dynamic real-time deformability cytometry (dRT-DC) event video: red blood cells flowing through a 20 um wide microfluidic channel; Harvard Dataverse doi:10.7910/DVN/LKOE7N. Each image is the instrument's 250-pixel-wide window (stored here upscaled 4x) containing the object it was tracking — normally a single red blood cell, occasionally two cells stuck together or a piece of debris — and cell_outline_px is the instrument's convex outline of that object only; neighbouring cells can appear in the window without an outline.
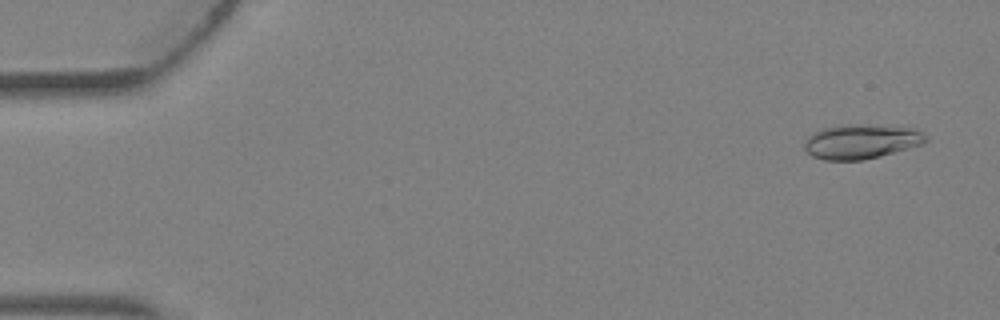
{"species": "Egyptian fruit bat (a non-hibernating species)", "species_latin": "Rousettus aegyptiacus", "temperature_condition": "warm", "stored_images_in_passage": 4, "camera_frame_rate_fps": 3000, "um_per_image_px": 0.085, "animal": {"sex": "female"}, "frame": {"image": 1, "passage_image": 1, "time_ms": 0.0, "image_size_px": [1000, 320], "cell_outline_px": [[928, 140], [924, 144], [880, 156], [864, 160], [824, 160], [812, 156], [804, 148], [804, 140], [812, 132], [824, 128], [912, 128], [924, 132], [928, 136]], "centroid_in_image_um": [73.21, 12.11], "position_along_channel_um": 11.8, "area_um2": 23.12}}
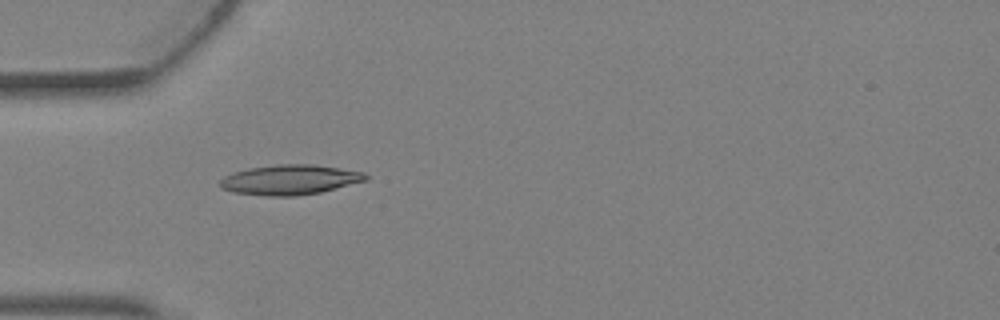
{"frame": {"image": 2, "passage_image": 3, "time_ms": 0.667, "image_size_px": [1000, 320], "cell_outline_px": [[368, 180], [320, 192], [296, 196], [264, 196], [232, 192], [220, 188], [220, 180], [224, 176], [248, 168], [276, 164], [312, 164], [364, 172], [368, 176]], "centroid_in_image_um": [24.62, 15.28], "position_along_channel_um": 60.4, "area_um2": 25.43}}
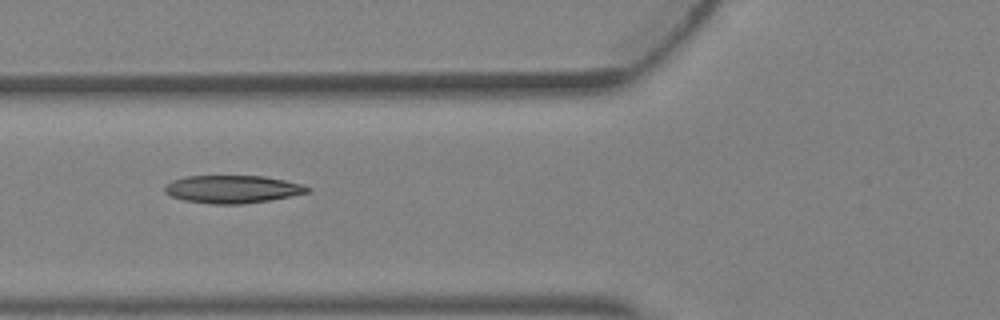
{"frame": {"image": 3, "passage_image": 4, "time_ms": 1.0, "image_size_px": [1000, 320], "cell_outline_px": [[312, 192], [292, 196], [244, 204], [212, 204], [184, 200], [172, 196], [164, 192], [164, 184], [172, 180], [184, 176], [264, 176], [304, 184], [312, 188]], "centroid_in_image_um": [19.79, 16.08], "position_along_channel_um": 106.0, "area_um2": 23.35}}